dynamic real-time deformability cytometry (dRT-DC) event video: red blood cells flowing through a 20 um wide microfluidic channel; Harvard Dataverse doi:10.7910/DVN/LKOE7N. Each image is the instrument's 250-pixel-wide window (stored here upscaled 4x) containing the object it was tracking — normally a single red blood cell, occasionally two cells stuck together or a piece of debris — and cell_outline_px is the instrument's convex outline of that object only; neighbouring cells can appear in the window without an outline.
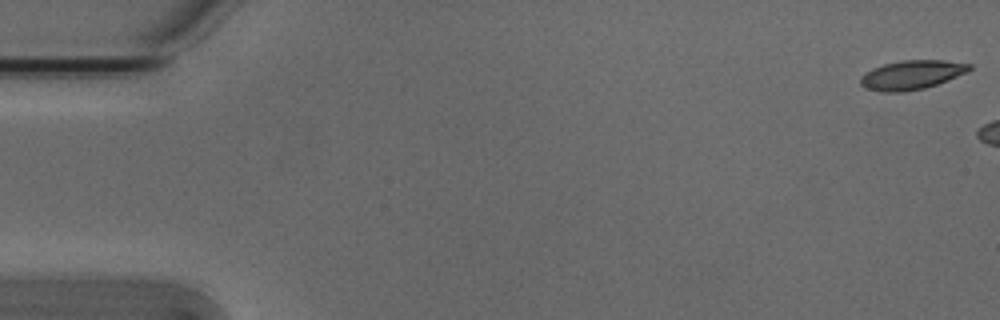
{"species": "Egyptian fruit bat (a non-hibernating species)", "species_latin": "Rousettus aegyptiacus", "temperature_condition": "cold", "stored_images_in_passage": 6, "camera_frame_rate_fps": 3000, "um_per_image_px": 0.085, "animal": {"sex": "male"}, "frame": {"image": 1, "passage_image": 1, "time_ms": 0.0, "image_size_px": [1000, 320], "cell_outline_px": [[972, 68], [968, 72], [948, 80], [924, 88], [904, 92], [884, 92], [864, 88], [860, 84], [860, 76], [864, 72], [872, 68], [884, 64], [904, 60], [944, 60], [972, 64]], "centroid_in_image_um": [77.48, 6.36], "position_along_channel_um": 7.5, "area_um2": 18.61}}